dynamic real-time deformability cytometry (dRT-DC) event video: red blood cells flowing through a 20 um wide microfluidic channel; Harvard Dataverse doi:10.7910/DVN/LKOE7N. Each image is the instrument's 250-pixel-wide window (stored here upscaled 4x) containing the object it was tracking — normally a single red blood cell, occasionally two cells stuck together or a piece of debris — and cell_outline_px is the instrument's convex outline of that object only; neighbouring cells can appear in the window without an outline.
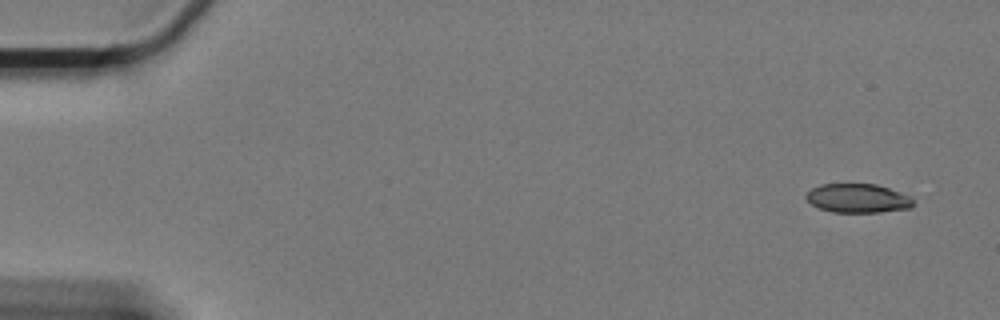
{"species": "Egyptian fruit bat (a non-hibernating species)", "species_latin": "Rousettus aegyptiacus", "temperature_condition": "cold", "stored_images_in_passage": 27, "camera_frame_rate_fps": 3000, "um_per_image_px": 0.085, "animal": {"sex": "female"}, "frame": {"image": 1, "passage_image": 1, "time_ms": 0.0, "image_size_px": [1000, 320], "cell_outline_px": [[916, 204], [912, 208], [880, 212], [832, 212], [820, 208], [812, 204], [804, 196], [812, 188], [820, 184], [876, 184], [912, 196], [916, 200]], "centroid_in_image_um": [72.98, 16.85], "position_along_channel_um": 12.0, "area_um2": 18.26}}
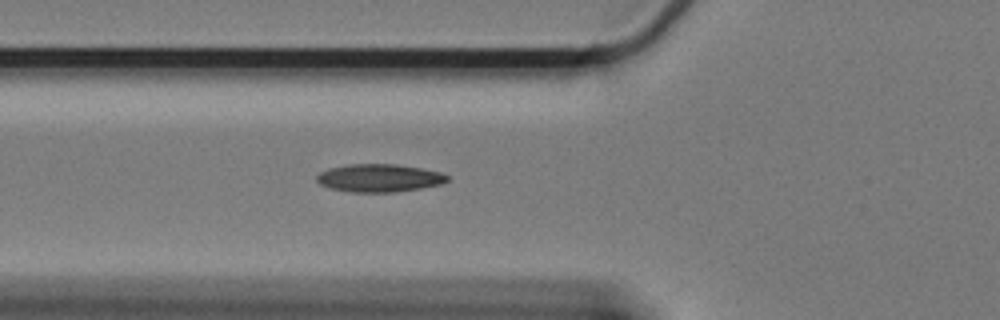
{"frame": {"image": 2, "passage_image": 20, "time_ms": 6.333, "image_size_px": [1000, 320], "cell_outline_px": [[448, 180], [440, 184], [420, 188], [396, 192], [352, 192], [328, 188], [320, 184], [316, 180], [316, 176], [320, 172], [328, 168], [348, 164], [396, 164], [420, 168], [440, 172], [448, 176]], "centroid_in_image_um": [32.19, 15.13], "position_along_channel_um": 93.6, "area_um2": 21.21}}
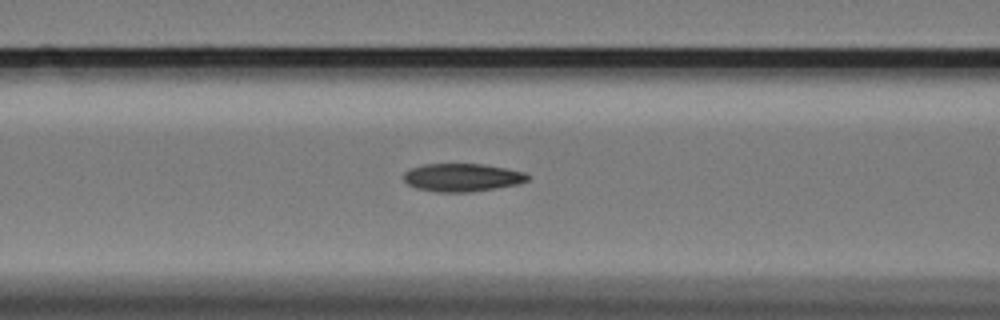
{"frame": {"image": 3, "passage_image": 23, "time_ms": 7.333, "image_size_px": [1000, 320], "cell_outline_px": [[528, 180], [516, 184], [468, 192], [436, 192], [416, 188], [408, 184], [404, 180], [404, 172], [412, 168], [424, 164], [484, 164], [524, 172], [528, 176]], "centroid_in_image_um": [39.24, 15.08], "position_along_channel_um": 127.4, "area_um2": 19.94}}